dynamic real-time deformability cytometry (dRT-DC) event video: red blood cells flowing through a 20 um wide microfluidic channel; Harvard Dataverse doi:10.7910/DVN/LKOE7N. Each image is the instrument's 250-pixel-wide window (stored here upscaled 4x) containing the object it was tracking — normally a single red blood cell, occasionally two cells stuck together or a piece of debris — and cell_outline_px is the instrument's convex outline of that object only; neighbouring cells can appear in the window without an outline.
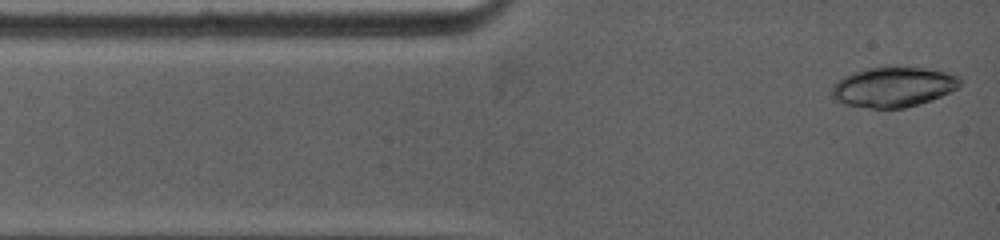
{"species": "common noctule bat (a hibernating species)", "species_latin": "Nyctalus noctula", "temperature_condition": "warm", "stored_images_in_passage": 6, "camera_frame_rate_fps": 5000, "um_per_image_px": 0.085, "animal": {"sex": "female", "body_mass_g": 19.0, "forearm_length_mm": 53.3}, "frame": {"image": 1, "passage_image": 1, "time_ms": 0.0, "image_size_px": [1000, 240], "cell_outline_px": [[960, 88], [940, 96], [904, 108], [872, 108], [844, 104], [832, 100], [832, 84], [836, 80], [844, 76], [868, 68], [924, 68], [948, 72], [960, 76]], "centroid_in_image_um": [75.91, 7.4], "position_along_channel_um": 9.1, "area_um2": 29.65}}